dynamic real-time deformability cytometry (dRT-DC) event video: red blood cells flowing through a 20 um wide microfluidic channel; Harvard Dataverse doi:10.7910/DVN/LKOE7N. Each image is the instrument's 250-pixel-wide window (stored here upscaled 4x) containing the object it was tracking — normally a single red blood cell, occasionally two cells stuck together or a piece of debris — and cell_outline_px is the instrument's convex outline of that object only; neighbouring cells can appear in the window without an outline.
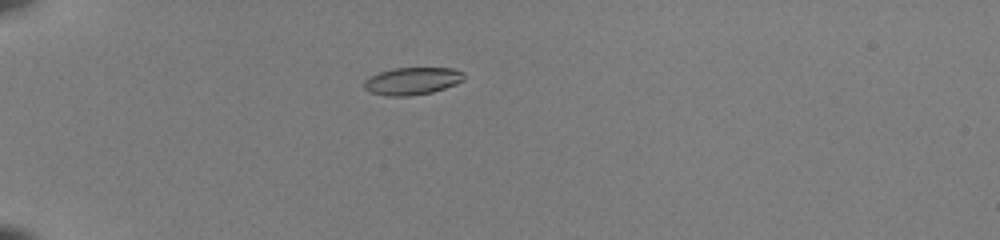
{"species": "common noctule bat (a hibernating species)", "species_latin": "Nyctalus noctula", "temperature_condition": "room temperature", "stored_images_in_passage": 36, "camera_frame_rate_fps": 3000, "um_per_image_px": 0.085, "animal": {"sex": "female", "body_mass_g": 22.0, "forearm_length_mm": 56.7}, "frame": {"image": 1, "passage_image": 1, "time_ms": 0.0, "image_size_px": [1000, 240], "cell_outline_px": [[464, 80], [456, 84], [432, 92], [408, 96], [388, 96], [372, 92], [364, 88], [364, 80], [368, 76], [392, 68], [456, 68], [464, 72]], "centroid_in_image_um": [35.05, 6.87], "position_along_channel_um": 49.9, "area_um2": 16.01}}
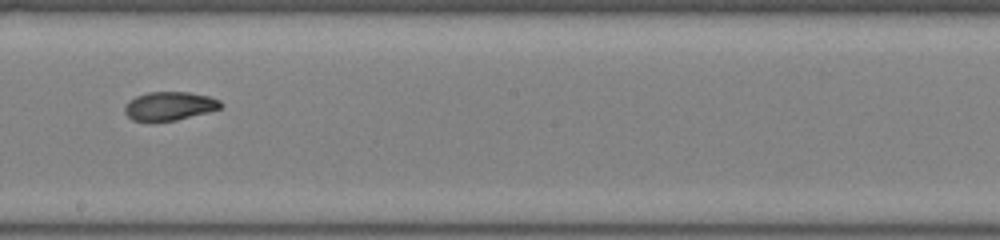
{"frame": {"image": 2, "passage_image": 17, "time_ms": 5.333, "image_size_px": [1000, 240], "cell_outline_px": [[224, 104], [220, 108], [208, 112], [176, 120], [132, 120], [124, 112], [124, 108], [128, 100], [136, 96], [148, 92], [188, 92], [208, 96], [220, 100]], "centroid_in_image_um": [14.41, 8.99], "position_along_channel_um": 233.8, "area_um2": 15.84}}
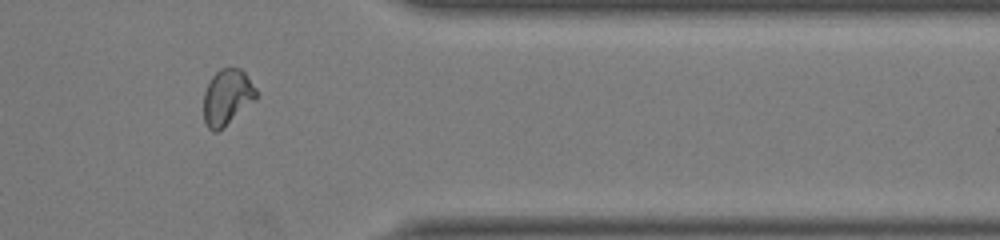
{"frame": {"image": 3, "passage_image": 29, "time_ms": 9.333, "image_size_px": [1000, 240], "cell_outline_px": [[256, 100], [216, 132], [212, 132], [208, 128], [204, 120], [204, 92], [212, 76], [220, 68], [240, 68], [244, 72], [256, 88]], "centroid_in_image_um": [19.3, 8.25], "position_along_channel_um": 392.1, "area_um2": 16.88}, "authors_computed_cell_mechanics": {"area_um2": 16.7909, "velocity_mm_per_s": 4.1034, "shape_relaxation_time_tau1_ms": 7.1093, "shape_relaxation_time_tau2_ms": 1.8359, "deformation_change_tau1": 0.2122, "deformation_change_tau2": 0.0611}}